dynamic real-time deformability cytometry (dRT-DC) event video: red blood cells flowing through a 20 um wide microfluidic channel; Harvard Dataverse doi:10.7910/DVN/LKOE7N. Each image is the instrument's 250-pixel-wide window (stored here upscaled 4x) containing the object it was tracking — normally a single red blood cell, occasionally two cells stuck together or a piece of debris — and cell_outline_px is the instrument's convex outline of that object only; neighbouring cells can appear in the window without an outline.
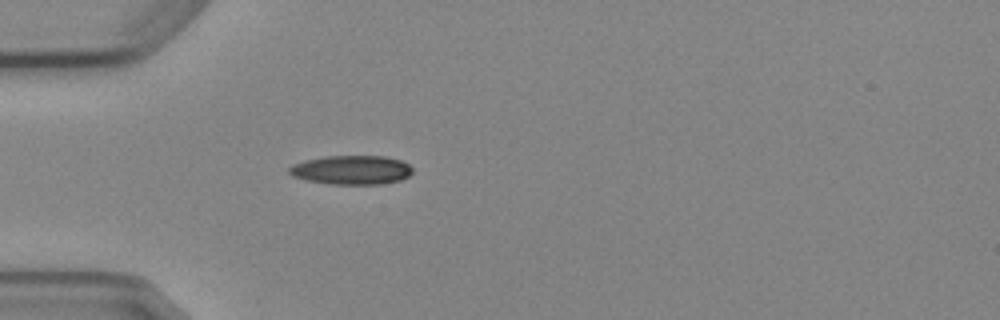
{"species": "Egyptian fruit bat (a non-hibernating species)", "species_latin": "Rousettus aegyptiacus", "temperature_condition": "cold", "stored_images_in_passage": 2, "camera_frame_rate_fps": 3000, "um_per_image_px": 0.085, "animal": {"sex": "female"}, "frame": {"image": 1, "passage_image": 2, "time_ms": 1.0, "image_size_px": [1000, 320], "cell_outline_px": [[412, 172], [408, 176], [400, 180], [380, 184], [332, 184], [308, 180], [292, 176], [288, 172], [288, 168], [292, 164], [304, 160], [324, 156], [384, 156], [400, 160], [408, 164], [412, 168]], "centroid_in_image_um": [29.85, 14.44], "position_along_channel_um": 55.1, "area_um2": 20.87}}